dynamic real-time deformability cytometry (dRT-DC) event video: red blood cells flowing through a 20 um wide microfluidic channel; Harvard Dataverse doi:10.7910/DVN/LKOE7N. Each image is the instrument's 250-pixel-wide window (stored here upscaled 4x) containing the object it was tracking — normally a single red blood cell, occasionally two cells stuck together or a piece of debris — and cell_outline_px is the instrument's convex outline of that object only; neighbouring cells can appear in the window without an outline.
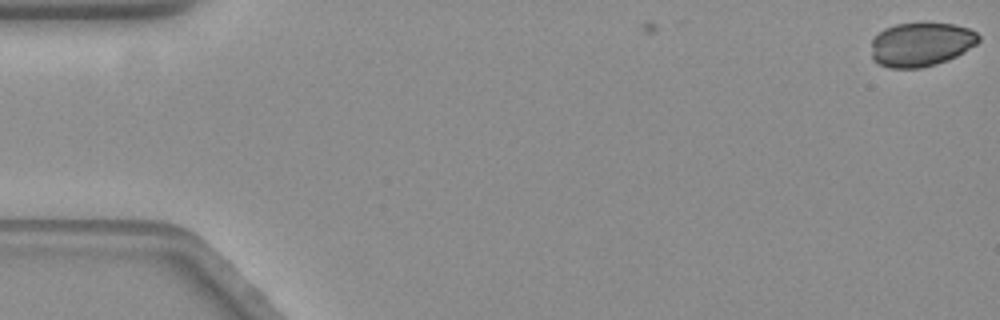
{"species": "common noctule bat (a hibernating species)", "species_latin": "Nyctalus noctula", "temperature_condition": "warm", "stored_images_in_passage": 2, "camera_frame_rate_fps": 3000, "um_per_image_px": 0.085, "animal": {"sex": "female", "body_mass_g": 19.3, "forearm_length_mm": 54.1}, "frame": {"image": 1, "passage_image": 2, "time_ms": 0.333, "image_size_px": [1000, 320], "cell_outline_px": [[980, 40], [976, 44], [964, 52], [948, 60], [936, 64], [920, 68], [888, 68], [876, 64], [872, 60], [872, 40], [884, 28], [896, 24], [924, 20], [956, 24], [968, 28], [976, 32], [980, 36]], "centroid_in_image_um": [78.29, 3.74], "position_along_channel_um": 6.7, "area_um2": 28.38}}